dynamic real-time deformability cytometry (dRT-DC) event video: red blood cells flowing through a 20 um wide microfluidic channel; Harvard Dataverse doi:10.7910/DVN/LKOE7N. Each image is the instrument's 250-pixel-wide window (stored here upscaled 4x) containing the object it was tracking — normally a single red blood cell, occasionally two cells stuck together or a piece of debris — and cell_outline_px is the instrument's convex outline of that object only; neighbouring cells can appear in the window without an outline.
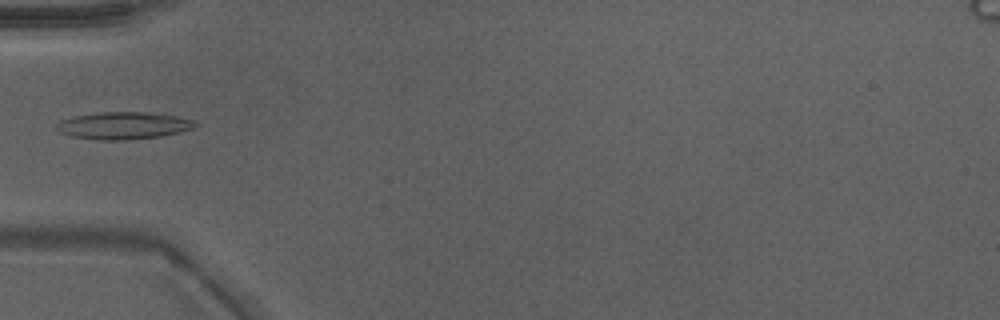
{"species": "Egyptian fruit bat (a non-hibernating species)", "species_latin": "Rousettus aegyptiacus", "temperature_condition": "warm", "stored_images_in_passage": 32, "camera_frame_rate_fps": 3000, "um_per_image_px": 0.085, "animal": {"sex": "male"}, "frame": {"image": 1, "passage_image": 1, "time_ms": 0.0, "image_size_px": [1000, 320], "cell_outline_px": [[200, 124], [192, 128], [160, 136], [124, 140], [100, 140], [72, 136], [60, 132], [56, 128], [56, 124], [60, 120], [76, 116], [104, 112], [144, 112], [176, 116], [192, 120]], "centroid_in_image_um": [10.47, 10.67], "position_along_channel_um": 74.5, "area_um2": 21.62}}
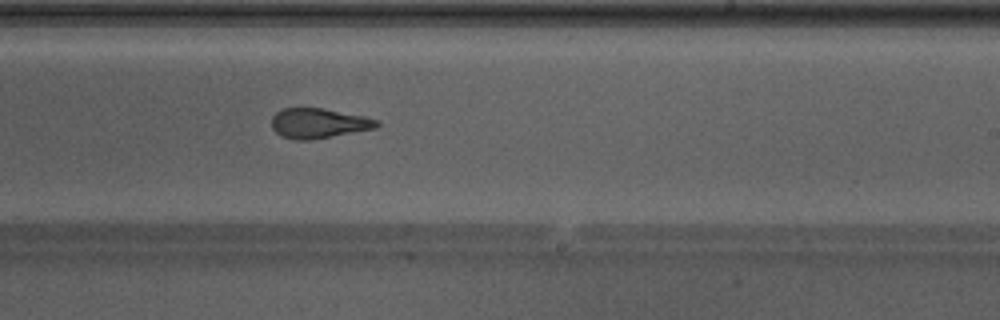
{"frame": {"image": 2, "passage_image": 14, "time_ms": 4.333, "image_size_px": [1000, 320], "cell_outline_px": [[380, 124], [372, 128], [312, 140], [296, 140], [284, 136], [276, 132], [272, 128], [272, 116], [276, 112], [284, 108], [320, 108], [364, 116], [380, 120]], "centroid_in_image_um": [27.05, 10.47], "position_along_channel_um": 261.9, "area_um2": 18.03}, "authors_computed_cell_mechanics": {"area_um2": 19.4786, "velocity_mm_per_s": 4.3107, "shape_relaxation_time_tau1_ms": 10.1022, "shape_relaxation_time_tau2_ms": 1.7769, "deformation_change_tau1": 0.2887, "deformation_change_tau2": 0.0879}}